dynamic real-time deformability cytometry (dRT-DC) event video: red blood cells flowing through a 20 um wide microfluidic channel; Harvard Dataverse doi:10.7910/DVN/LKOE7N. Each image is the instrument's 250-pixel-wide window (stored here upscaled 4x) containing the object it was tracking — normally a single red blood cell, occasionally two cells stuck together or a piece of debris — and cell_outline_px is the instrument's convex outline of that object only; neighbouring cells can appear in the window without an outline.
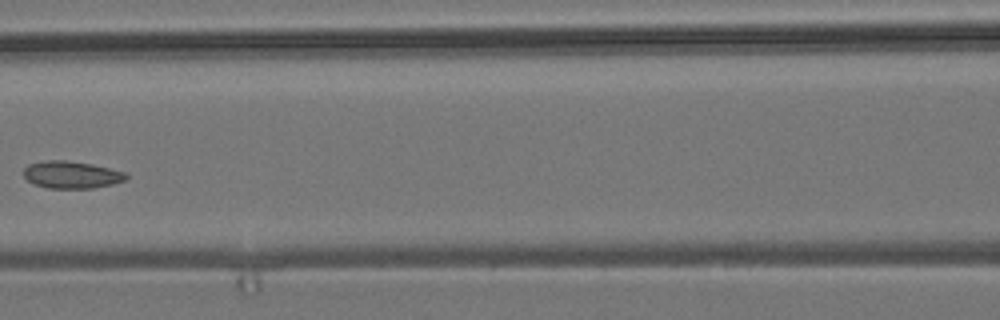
{"species": "common noctule bat (a hibernating species)", "species_latin": "Nyctalus noctula", "temperature_condition": "room temperature", "stored_images_in_passage": 7, "camera_frame_rate_fps": 3000, "um_per_image_px": 0.085, "animal": {"sex": "male", "body_mass_g": 19.2, "forearm_length_mm": 51.8}, "frame": {"image": 1, "passage_image": 6, "time_ms": 1.667, "image_size_px": [1000, 320], "cell_outline_px": [[128, 176], [124, 180], [112, 184], [92, 188], [48, 188], [32, 184], [24, 176], [24, 168], [28, 164], [44, 160], [64, 160], [92, 164], [124, 172]], "centroid_in_image_um": [6.03, 14.85], "position_along_channel_um": 160.6, "area_um2": 16.18}}
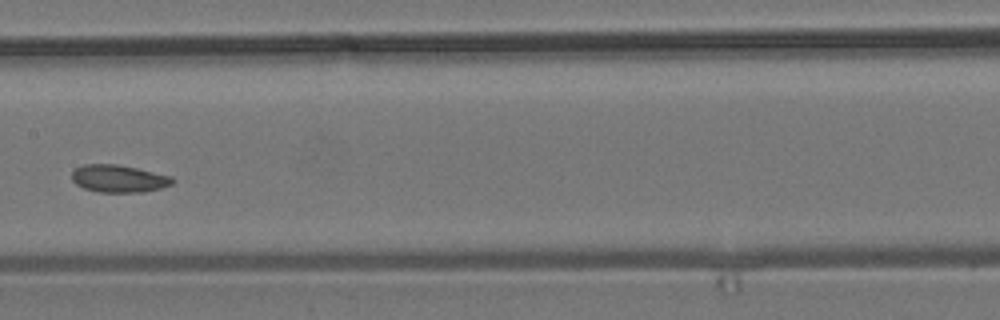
{"frame": {"image": 2, "passage_image": 7, "time_ms": 2.0, "image_size_px": [1000, 320], "cell_outline_px": [[176, 180], [172, 184], [160, 188], [144, 192], [100, 192], [84, 188], [76, 184], [72, 180], [72, 172], [76, 168], [84, 164], [116, 164], [136, 168], [172, 176]], "centroid_in_image_um": [10.1, 15.18], "position_along_channel_um": 197.3, "area_um2": 16.07}}